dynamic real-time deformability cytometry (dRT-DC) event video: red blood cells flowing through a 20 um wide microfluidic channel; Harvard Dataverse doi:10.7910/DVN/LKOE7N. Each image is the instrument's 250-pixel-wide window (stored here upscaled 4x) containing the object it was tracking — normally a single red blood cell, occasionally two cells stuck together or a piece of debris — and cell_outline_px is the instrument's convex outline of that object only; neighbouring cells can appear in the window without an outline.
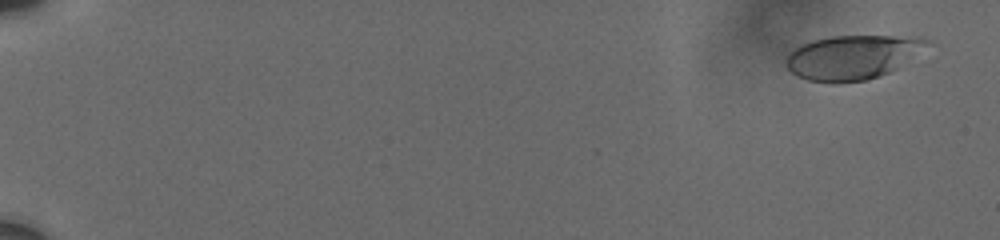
{"species": "human", "species_latin": "Homo sapiens", "temperature_condition": "cold", "stored_images_in_passage": 10, "camera_frame_rate_fps": 3000, "um_per_image_px": 0.085, "donor": {"sex": "male"}, "frame": {"image": 1, "passage_image": 1, "time_ms": 0.0, "image_size_px": [1000, 240], "cell_outline_px": [[932, 40], [896, 68], [888, 72], [864, 80], [840, 84], [832, 84], [808, 80], [792, 72], [784, 64], [788, 56], [796, 48], [812, 40], [828, 36], [920, 36]], "centroid_in_image_um": [72.41, 4.86], "position_along_channel_um": 12.6, "area_um2": 35.84}}
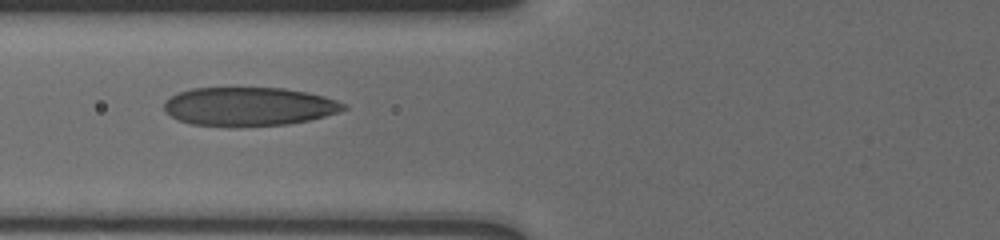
{"frame": {"image": 2, "passage_image": 8, "time_ms": 7.667, "image_size_px": [1000, 240], "cell_outline_px": [[348, 108], [324, 116], [308, 120], [288, 124], [228, 128], [192, 124], [180, 120], [164, 112], [164, 100], [180, 92], [192, 88], [284, 88], [308, 92], [324, 96], [336, 100], [344, 104]], "centroid_in_image_um": [21.12, 9.07], "position_along_channel_um": 104.7, "area_um2": 40.75}}
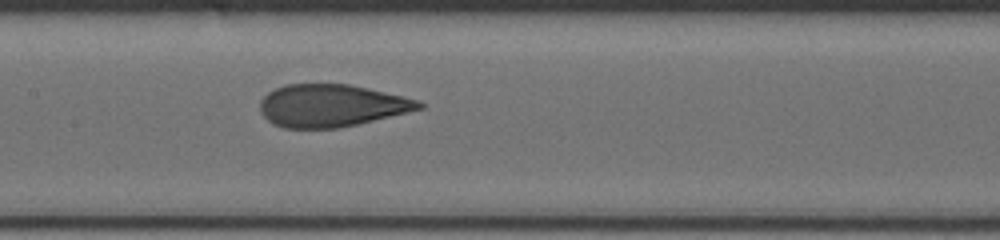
{"frame": {"image": 3, "passage_image": 10, "time_ms": 9.667, "image_size_px": [1000, 240], "cell_outline_px": [[424, 108], [408, 112], [356, 124], [336, 128], [284, 128], [272, 124], [260, 112], [260, 100], [268, 92], [284, 84], [348, 84], [420, 100], [424, 104]], "centroid_in_image_um": [28.14, 8.97], "position_along_channel_um": 179.3, "area_um2": 39.13}}